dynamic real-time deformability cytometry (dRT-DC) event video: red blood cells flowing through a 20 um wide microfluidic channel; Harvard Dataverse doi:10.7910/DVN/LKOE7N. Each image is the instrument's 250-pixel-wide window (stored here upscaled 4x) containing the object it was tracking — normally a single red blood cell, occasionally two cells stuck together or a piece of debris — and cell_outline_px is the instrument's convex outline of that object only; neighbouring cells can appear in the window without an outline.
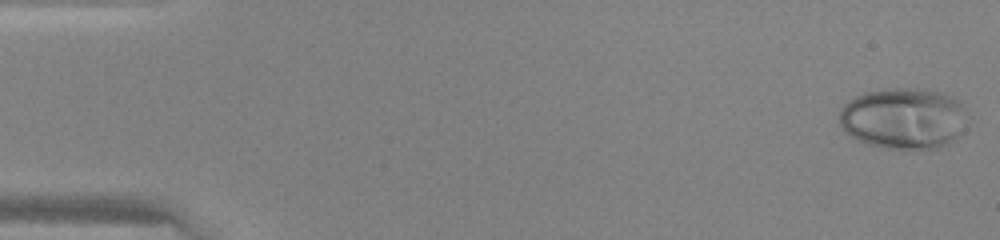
{"species": "human", "species_latin": "Homo sapiens", "temperature_condition": "warm", "stored_images_in_passage": 46, "camera_frame_rate_fps": 3000, "um_per_image_px": 0.085, "donor": {"sex": "female"}, "frame": {"image": 1, "passage_image": 1, "time_ms": 0.0, "image_size_px": [1000, 240], "cell_outline_px": [[964, 128], [960, 136], [948, 144], [936, 148], [884, 148], [856, 140], [844, 132], [840, 124], [840, 108], [848, 100], [864, 92], [888, 88], [928, 88], [944, 92], [952, 96], [964, 108]], "centroid_in_image_um": [76.78, 10.04], "position_along_channel_um": 8.2, "area_um2": 46.01}}
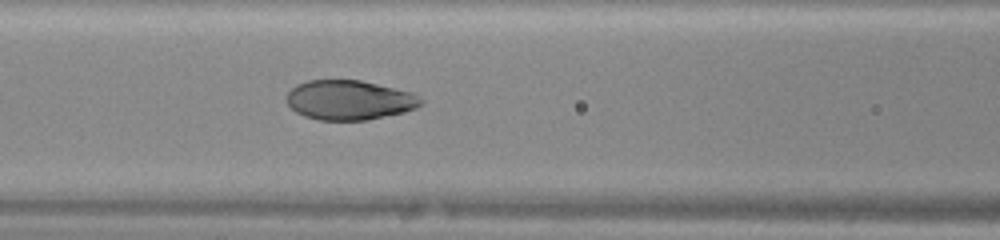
{"frame": {"image": 2, "passage_image": 20, "time_ms": 6.333, "image_size_px": [1000, 240], "cell_outline_px": [[424, 104], [416, 108], [404, 112], [364, 120], [320, 120], [304, 116], [296, 112], [288, 104], [284, 96], [296, 84], [308, 80], [360, 80], [412, 92], [424, 100]], "centroid_in_image_um": [29.68, 8.5], "position_along_channel_um": 136.9, "area_um2": 31.1}}
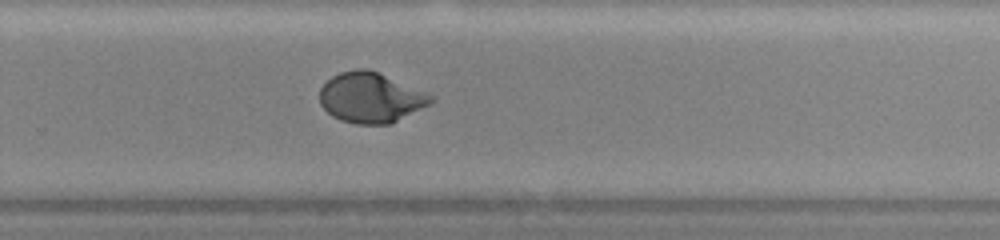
{"frame": {"image": 3, "passage_image": 31, "time_ms": 10.0, "image_size_px": [1000, 240], "cell_outline_px": [[436, 100], [432, 104], [392, 124], [356, 124], [340, 120], [332, 116], [320, 104], [320, 88], [332, 76], [340, 72], [356, 68], [368, 68], [428, 92], [436, 96]], "centroid_in_image_um": [31.57, 8.3], "position_along_channel_um": 298.2, "area_um2": 33.12}}